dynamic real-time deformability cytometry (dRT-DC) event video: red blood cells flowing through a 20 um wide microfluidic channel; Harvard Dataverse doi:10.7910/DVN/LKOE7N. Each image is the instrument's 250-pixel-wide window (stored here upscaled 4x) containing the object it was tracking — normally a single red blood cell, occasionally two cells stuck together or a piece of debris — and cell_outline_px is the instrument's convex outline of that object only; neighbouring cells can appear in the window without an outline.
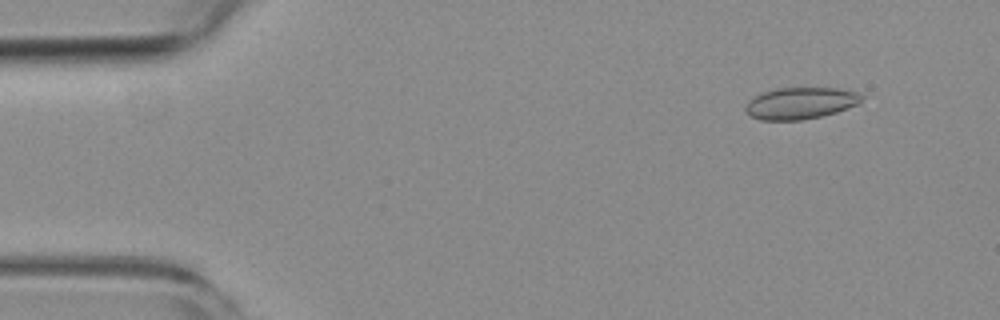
{"species": "common noctule bat (a hibernating species)", "species_latin": "Nyctalus noctula", "temperature_condition": "room temperature", "stored_images_in_passage": 5, "camera_frame_rate_fps": 3000, "um_per_image_px": 0.085, "animal": {"sex": "female", "body_mass_g": 19.3, "forearm_length_mm": 54.1}, "frame": {"image": 1, "passage_image": 2, "time_ms": 1.333, "image_size_px": [1000, 320], "cell_outline_px": [[864, 96], [856, 104], [836, 112], [820, 116], [800, 120], [760, 120], [752, 116], [744, 108], [748, 100], [752, 96], [776, 88], [836, 88], [856, 92]], "centroid_in_image_um": [67.99, 8.76], "position_along_channel_um": 17.0, "area_um2": 21.21}}
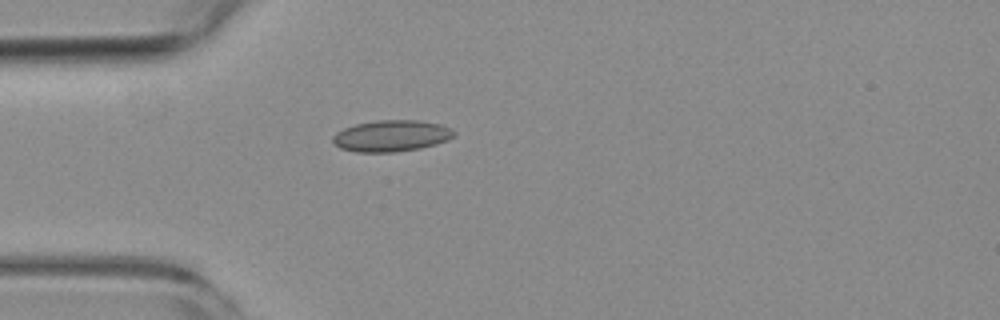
{"frame": {"image": 2, "passage_image": 5, "time_ms": 4.667, "image_size_px": [1000, 320], "cell_outline_px": [[456, 132], [448, 140], [436, 144], [420, 148], [396, 152], [356, 152], [340, 148], [332, 140], [332, 136], [336, 132], [344, 128], [356, 124], [376, 120], [416, 120], [440, 124], [452, 128]], "centroid_in_image_um": [33.27, 11.55], "position_along_channel_um": 51.7, "area_um2": 22.2}}